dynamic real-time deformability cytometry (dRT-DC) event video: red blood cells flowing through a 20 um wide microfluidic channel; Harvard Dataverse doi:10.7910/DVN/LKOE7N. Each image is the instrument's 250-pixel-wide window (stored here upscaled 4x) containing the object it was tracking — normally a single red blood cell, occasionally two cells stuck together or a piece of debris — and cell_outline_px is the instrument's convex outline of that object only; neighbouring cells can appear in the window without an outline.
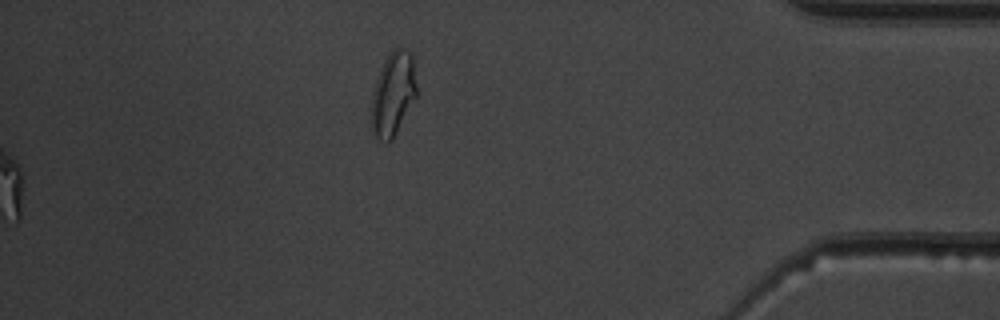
{"species": "common noctule bat (a hibernating species)", "species_latin": "Nyctalus noctula", "temperature_condition": "warm", "stored_images_in_passage": 46, "segment_of_instrument_passage": [2, 2], "camera_frame_rate_fps": 3000, "um_per_image_px": 0.085, "animal": {"sex": "male", "body_mass_g": 19.5, "forearm_length_mm": 54.6}, "frame": {"image": 1, "passage_image": 46, "time_ms": 15.0, "image_size_px": [1000, 320], "cell_outline_px": [[416, 96], [392, 140], [388, 144], [380, 140], [376, 136], [368, 120], [372, 96], [376, 80], [384, 60], [392, 48], [400, 48], [412, 52], [416, 84]], "centroid_in_image_um": [33.38, 7.99], "position_along_channel_um": 401.8, "area_um2": 22.25}}